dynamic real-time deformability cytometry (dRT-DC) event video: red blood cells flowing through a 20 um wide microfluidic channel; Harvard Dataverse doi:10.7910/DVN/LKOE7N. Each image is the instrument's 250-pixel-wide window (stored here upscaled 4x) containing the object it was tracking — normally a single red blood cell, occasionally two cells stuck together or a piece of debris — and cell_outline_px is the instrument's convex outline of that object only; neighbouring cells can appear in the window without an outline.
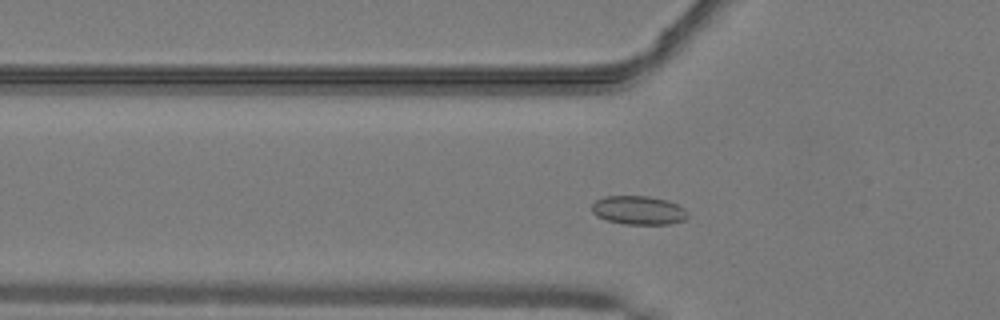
{"species": "common noctule bat (a hibernating species)", "species_latin": "Nyctalus noctula", "temperature_condition": "warm", "stored_images_in_passage": 43, "camera_frame_rate_fps": 3000, "um_per_image_px": 0.085, "animal": {"sex": "male", "body_mass_g": 19.2, "forearm_length_mm": 51.8}, "frame": {"image": 1, "passage_image": 10, "time_ms": 3.0, "image_size_px": [1000, 320], "cell_outline_px": [[688, 216], [684, 220], [672, 224], [624, 224], [608, 220], [596, 216], [592, 212], [592, 204], [596, 200], [604, 196], [648, 196], [668, 200], [684, 208], [688, 212]], "centroid_in_image_um": [54.28, 17.87], "position_along_channel_um": 71.5, "area_um2": 16.13}}
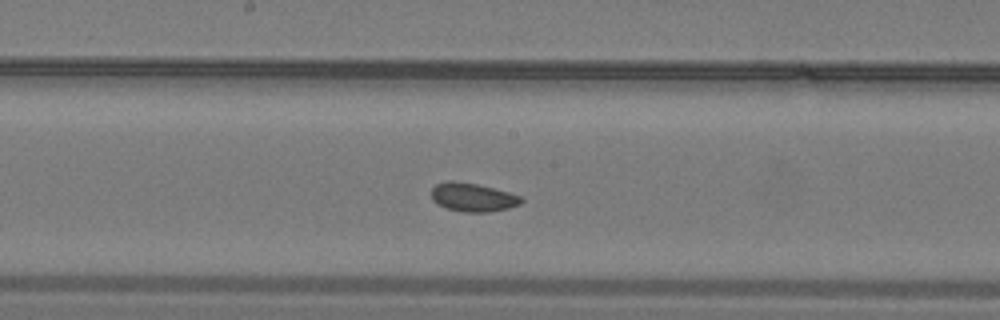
{"frame": {"image": 2, "passage_image": 20, "time_ms": 6.333, "image_size_px": [1000, 320], "cell_outline_px": [[524, 200], [520, 204], [508, 208], [488, 212], [464, 212], [448, 208], [432, 200], [432, 188], [436, 184], [448, 180], [456, 180], [476, 184], [508, 192], [520, 196]], "centroid_in_image_um": [40.18, 16.76], "position_along_channel_um": 208.0, "area_um2": 14.8}}
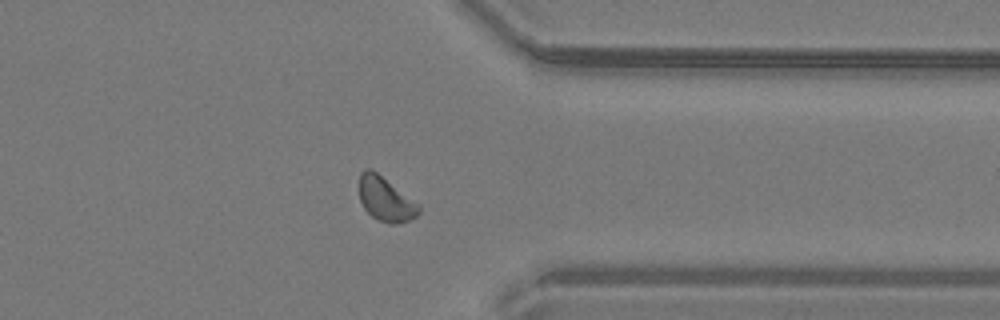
{"frame": {"image": 3, "passage_image": 33, "time_ms": 10.667, "image_size_px": [1000, 320], "cell_outline_px": [[420, 212], [416, 216], [408, 220], [396, 224], [388, 224], [372, 216], [364, 208], [360, 200], [360, 172], [364, 168], [372, 168], [420, 204]], "centroid_in_image_um": [32.78, 16.9], "position_along_channel_um": 378.6, "area_um2": 15.43}, "authors_computed_cell_mechanics": {"area_um2": 15.2592, "velocity_mm_per_s": 4.0715, "shape_relaxation_time_tau1_ms": null, "shape_relaxation_time_tau2_ms": 2.8325, "deformation_change_tau1": null, "deformation_change_tau2": 0.0636}}